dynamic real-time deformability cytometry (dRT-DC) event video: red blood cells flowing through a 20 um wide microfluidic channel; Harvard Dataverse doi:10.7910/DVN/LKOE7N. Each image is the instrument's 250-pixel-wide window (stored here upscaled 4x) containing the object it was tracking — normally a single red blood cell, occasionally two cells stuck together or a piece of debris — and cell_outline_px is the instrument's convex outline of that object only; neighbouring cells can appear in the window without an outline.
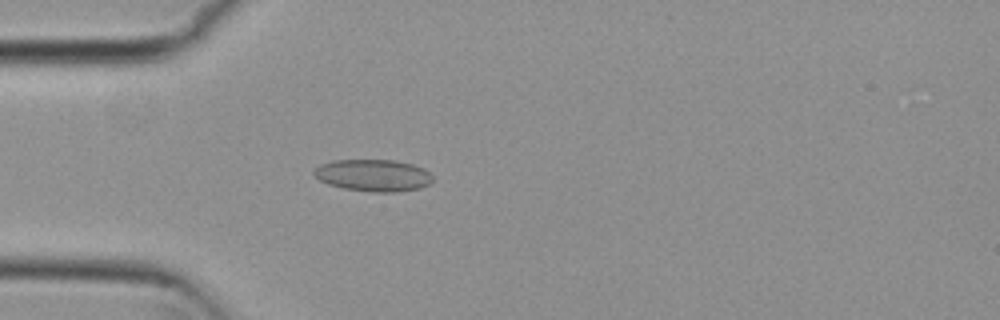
{"species": "common noctule bat (a hibernating species)", "species_latin": "Nyctalus noctula", "temperature_condition": "cold", "stored_images_in_passage": 45, "camera_frame_rate_fps": 3000, "um_per_image_px": 0.085, "animal": {"sex": "female", "body_mass_g": 29.2, "forearm_length_mm": 56.3}, "frame": {"image": 1, "passage_image": 15, "time_ms": 4.667, "image_size_px": [1000, 320], "cell_outline_px": [[432, 180], [428, 184], [420, 188], [396, 192], [372, 192], [344, 188], [328, 184], [320, 180], [312, 172], [320, 164], [332, 160], [396, 160], [412, 164], [424, 168], [432, 176]], "centroid_in_image_um": [31.73, 14.9], "position_along_channel_um": 53.3, "area_um2": 22.08}}
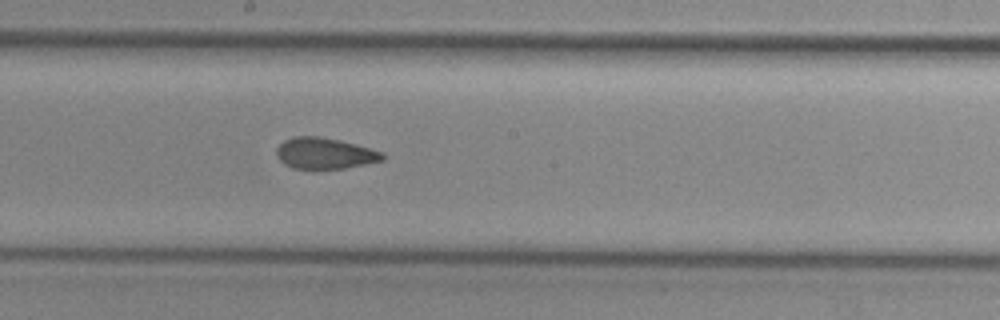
{"frame": {"image": 2, "passage_image": 29, "time_ms": 9.333, "image_size_px": [1000, 320], "cell_outline_px": [[384, 160], [344, 168], [316, 172], [292, 168], [284, 164], [276, 156], [276, 148], [284, 140], [292, 136], [320, 136], [340, 140], [384, 152]], "centroid_in_image_um": [27.55, 13.07], "position_along_channel_um": 220.6, "area_um2": 19.94}}
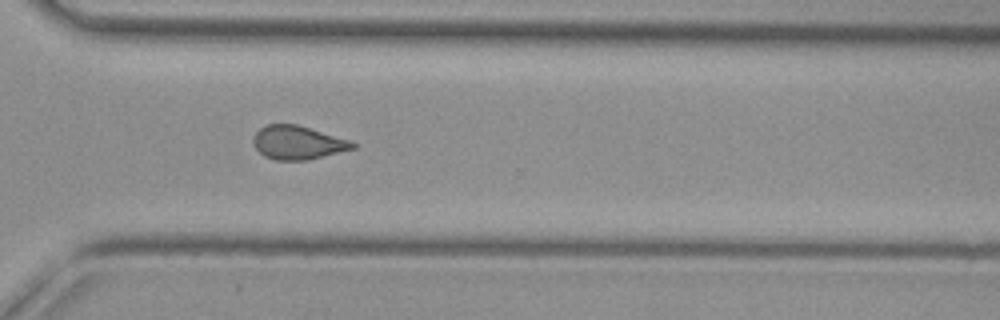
{"frame": {"image": 3, "passage_image": 39, "time_ms": 12.667, "image_size_px": [1000, 320], "cell_outline_px": [[356, 148], [308, 160], [276, 160], [264, 156], [252, 144], [252, 136], [260, 128], [268, 124], [296, 124], [348, 140], [356, 144]], "centroid_in_image_um": [25.26, 12.13], "position_along_channel_um": 345.3, "area_um2": 19.31}, "authors_computed_cell_mechanics": {"area_um2": 20.1144, "velocity_mm_per_s": 3.7462, "shape_relaxation_time_tau1_ms": null, "shape_relaxation_time_tau2_ms": 1.8403, "deformation_change_tau1": null, "deformation_change_tau2": 0.0759}}